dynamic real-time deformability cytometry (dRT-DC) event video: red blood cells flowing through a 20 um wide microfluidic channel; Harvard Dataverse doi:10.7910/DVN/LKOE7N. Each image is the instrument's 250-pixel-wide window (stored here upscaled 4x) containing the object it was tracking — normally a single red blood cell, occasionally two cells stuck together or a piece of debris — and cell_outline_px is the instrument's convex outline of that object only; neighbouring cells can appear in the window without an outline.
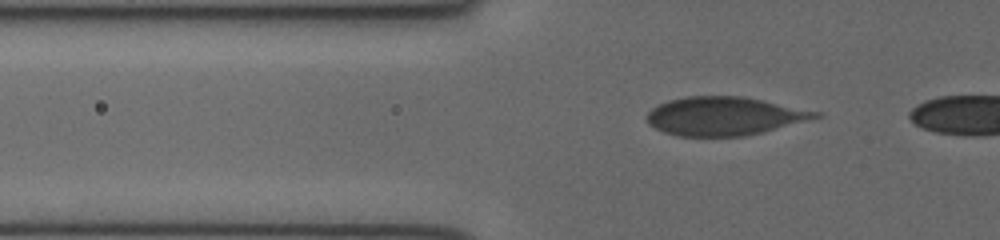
{"species": "human", "species_latin": "Homo sapiens", "temperature_condition": "cold", "stored_images_in_passage": 5, "camera_frame_rate_fps": 3000, "um_per_image_px": 0.085, "donor": {"sex": "female"}, "frame": {"image": 1, "passage_image": 3, "time_ms": 0.667, "image_size_px": [1000, 240], "cell_outline_px": [[824, 116], [744, 136], [676, 136], [664, 132], [648, 124], [648, 112], [656, 104], [668, 100], [684, 96], [744, 96], [824, 112]], "centroid_in_image_um": [61.58, 9.85], "position_along_channel_um": 64.2, "area_um2": 37.92}}